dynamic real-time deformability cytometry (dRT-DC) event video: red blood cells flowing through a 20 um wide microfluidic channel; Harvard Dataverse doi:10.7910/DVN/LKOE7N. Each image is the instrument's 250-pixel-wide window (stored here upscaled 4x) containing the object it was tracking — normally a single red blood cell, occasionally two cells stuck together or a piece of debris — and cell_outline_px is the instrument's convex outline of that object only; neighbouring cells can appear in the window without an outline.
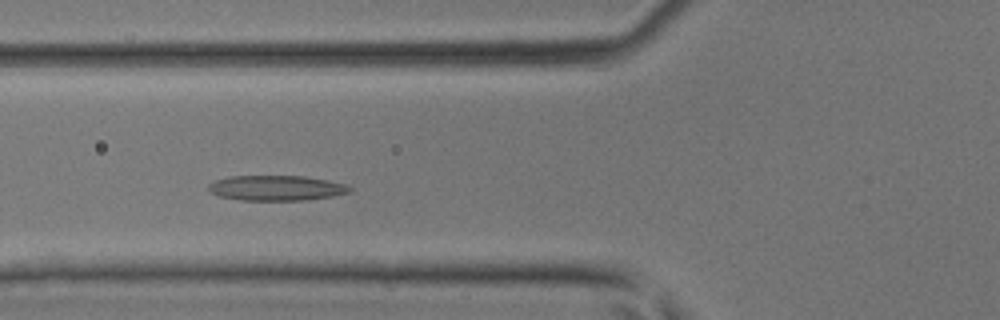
{"species": "common noctule bat (a hibernating species)", "species_latin": "Nyctalus noctula", "temperature_condition": "room temperature", "stored_images_in_passage": 40, "camera_frame_rate_fps": 3000, "um_per_image_px": 0.085, "animal": {"sex": "male", "body_mass_g": 17.9, "forearm_length_mm": 54.2}, "frame": {"image": 1, "passage_image": 13, "time_ms": 4.0, "image_size_px": [1000, 320], "cell_outline_px": [[352, 192], [332, 196], [308, 200], [240, 200], [216, 196], [208, 192], [208, 184], [216, 180], [228, 176], [304, 176], [328, 180], [348, 184], [352, 188]], "centroid_in_image_um": [23.48, 15.98], "position_along_channel_um": 102.3, "area_um2": 21.04}}
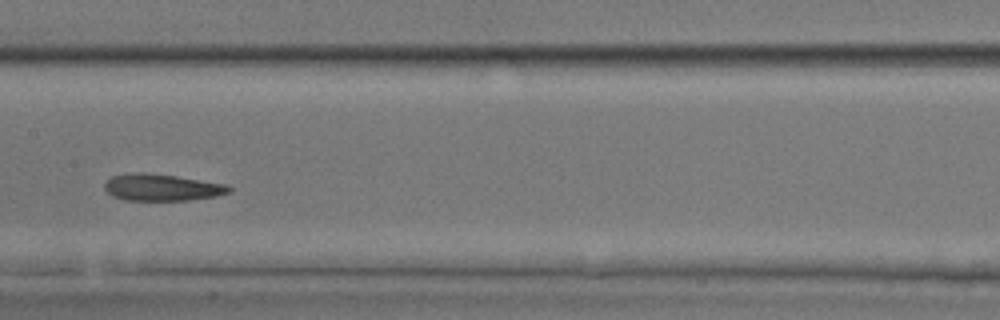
{"frame": {"image": 2, "passage_image": 19, "time_ms": 6.0, "image_size_px": [1000, 320], "cell_outline_px": [[232, 192], [216, 196], [188, 200], [124, 200], [112, 196], [104, 188], [104, 184], [112, 176], [132, 172], [144, 172], [176, 176], [224, 184], [232, 188]], "centroid_in_image_um": [13.74, 15.93], "position_along_channel_um": 193.7, "area_um2": 19.36}}
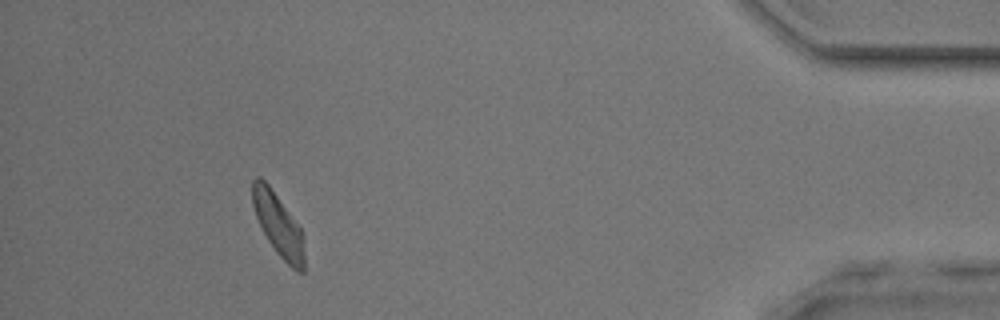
{"frame": {"image": 3, "passage_image": 37, "time_ms": 12.0, "image_size_px": [1000, 320], "cell_outline_px": [[304, 272], [296, 272], [276, 252], [268, 240], [256, 216], [252, 204], [252, 180], [256, 176], [260, 176], [268, 184], [300, 228], [304, 236]], "centroid_in_image_um": [23.66, 19.11], "position_along_channel_um": 411.5, "area_um2": 18.67}}